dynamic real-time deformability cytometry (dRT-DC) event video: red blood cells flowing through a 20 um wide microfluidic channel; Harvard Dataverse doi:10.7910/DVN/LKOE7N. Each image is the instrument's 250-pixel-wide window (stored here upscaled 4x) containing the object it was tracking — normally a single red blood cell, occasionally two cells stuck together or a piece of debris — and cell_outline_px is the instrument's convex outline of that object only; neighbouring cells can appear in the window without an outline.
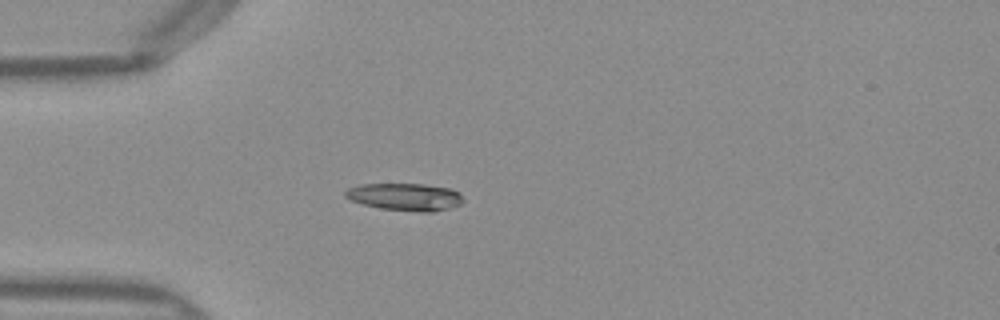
{"species": "Egyptian fruit bat (a non-hibernating species)", "species_latin": "Rousettus aegyptiacus", "temperature_condition": "warm", "stored_images_in_passage": 37, "camera_frame_rate_fps": 3000, "um_per_image_px": 0.085, "frame": {"image": 1, "passage_image": 1, "time_ms": 0.0, "image_size_px": [1000, 320], "cell_outline_px": [[464, 200], [460, 204], [452, 208], [432, 212], [420, 212], [380, 208], [364, 204], [352, 200], [344, 196], [344, 192], [348, 188], [360, 184], [424, 184], [452, 188], [460, 192]], "centroid_in_image_um": [34.49, 16.73], "position_along_channel_um": 50.5, "area_um2": 18.96}}
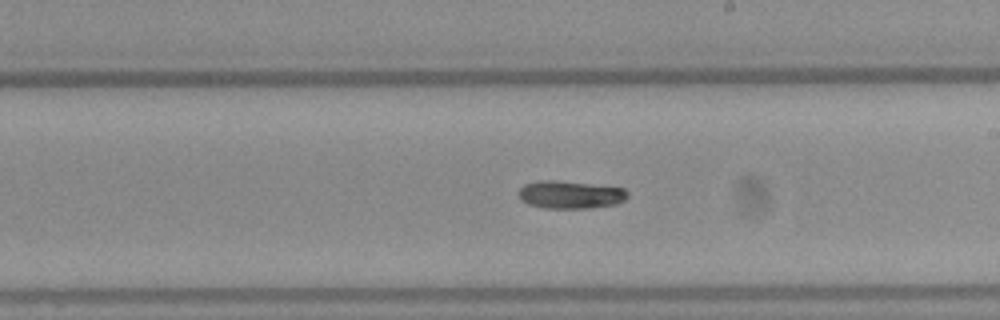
{"frame": {"image": 2, "passage_image": 16, "time_ms": 5.0, "image_size_px": [1000, 320], "cell_outline_px": [[628, 196], [624, 200], [616, 204], [592, 208], [544, 208], [528, 204], [520, 200], [516, 192], [524, 184], [540, 180], [556, 180], [624, 188], [628, 192]], "centroid_in_image_um": [48.43, 16.55], "position_along_channel_um": 240.6, "area_um2": 17.8}}
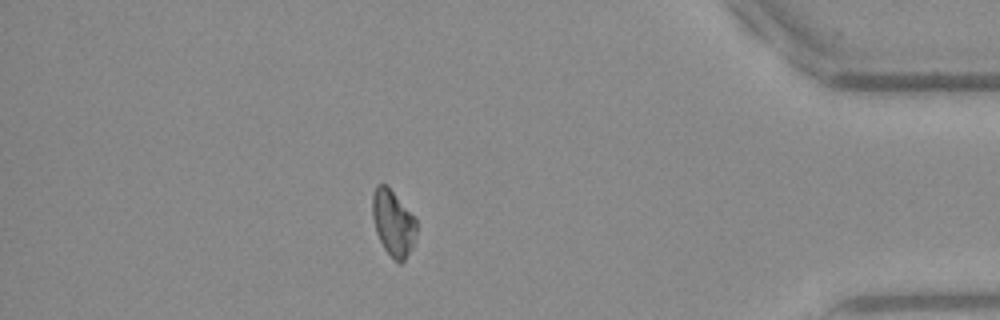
{"frame": {"image": 3, "passage_image": 31, "time_ms": 10.0, "image_size_px": [1000, 320], "cell_outline_px": [[416, 232], [412, 248], [404, 260], [400, 264], [384, 248], [376, 232], [372, 216], [372, 192], [376, 184], [384, 184], [392, 192], [416, 220]], "centroid_in_image_um": [33.39, 18.96], "position_along_channel_um": 401.8, "area_um2": 16.47}}